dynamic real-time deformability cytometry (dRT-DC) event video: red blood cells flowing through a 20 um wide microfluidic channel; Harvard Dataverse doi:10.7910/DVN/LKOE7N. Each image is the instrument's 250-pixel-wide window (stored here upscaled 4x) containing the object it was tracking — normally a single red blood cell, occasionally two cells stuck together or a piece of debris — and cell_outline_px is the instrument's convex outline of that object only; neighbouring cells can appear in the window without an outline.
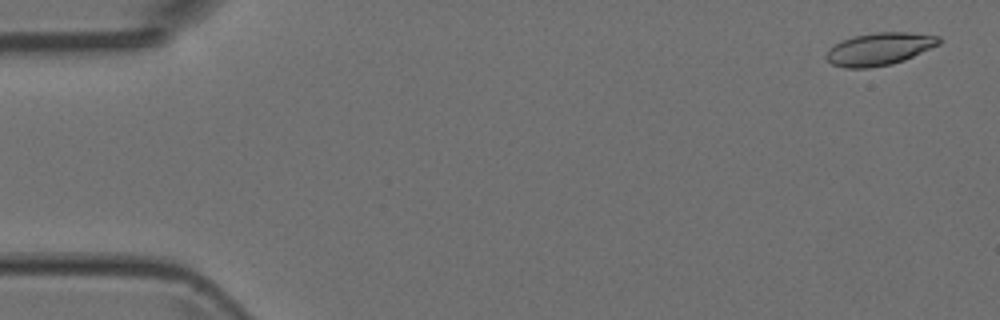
{"species": "Egyptian fruit bat (a non-hibernating species)", "species_latin": "Rousettus aegyptiacus", "temperature_condition": "room temperature", "stored_images_in_passage": 5, "camera_frame_rate_fps": 3000, "um_per_image_px": 0.085, "animal": {"sex": "female"}, "frame": {"image": 1, "passage_image": 1, "time_ms": 0.0, "image_size_px": [1000, 320], "cell_outline_px": [[940, 44], [904, 60], [892, 64], [868, 68], [844, 68], [832, 64], [824, 56], [828, 48], [852, 36], [876, 32], [908, 32], [940, 36]], "centroid_in_image_um": [74.73, 4.16], "position_along_channel_um": 10.3, "area_um2": 21.39}}
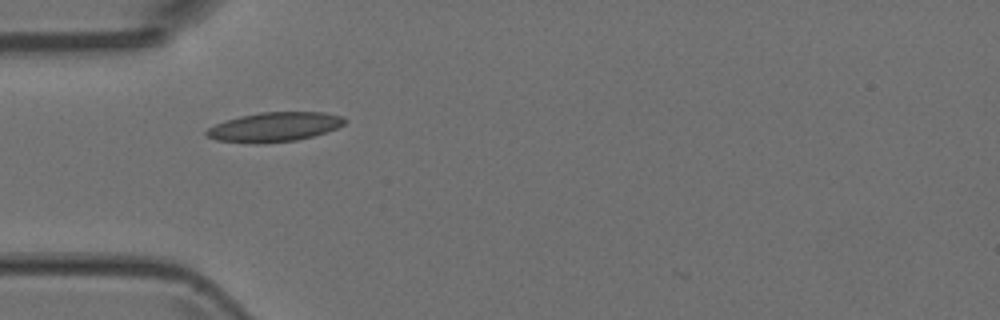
{"frame": {"image": 2, "passage_image": 4, "time_ms": 1.0, "image_size_px": [1000, 320], "cell_outline_px": [[348, 120], [344, 124], [336, 128], [312, 136], [296, 140], [256, 144], [216, 140], [204, 136], [204, 132], [208, 128], [216, 124], [240, 116], [260, 112], [324, 112], [344, 116]], "centroid_in_image_um": [23.32, 10.79], "position_along_channel_um": 61.7, "area_um2": 23.7}}
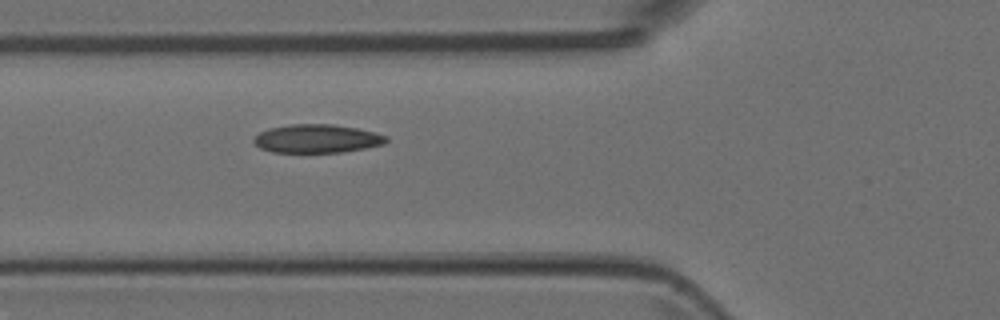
{"frame": {"image": 3, "passage_image": 5, "time_ms": 1.333, "image_size_px": [1000, 320], "cell_outline_px": [[388, 140], [384, 144], [364, 148], [340, 152], [272, 152], [260, 148], [252, 140], [260, 132], [268, 128], [292, 124], [332, 124], [356, 128], [388, 136]], "centroid_in_image_um": [26.92, 11.78], "position_along_channel_um": 98.9, "area_um2": 21.79}}